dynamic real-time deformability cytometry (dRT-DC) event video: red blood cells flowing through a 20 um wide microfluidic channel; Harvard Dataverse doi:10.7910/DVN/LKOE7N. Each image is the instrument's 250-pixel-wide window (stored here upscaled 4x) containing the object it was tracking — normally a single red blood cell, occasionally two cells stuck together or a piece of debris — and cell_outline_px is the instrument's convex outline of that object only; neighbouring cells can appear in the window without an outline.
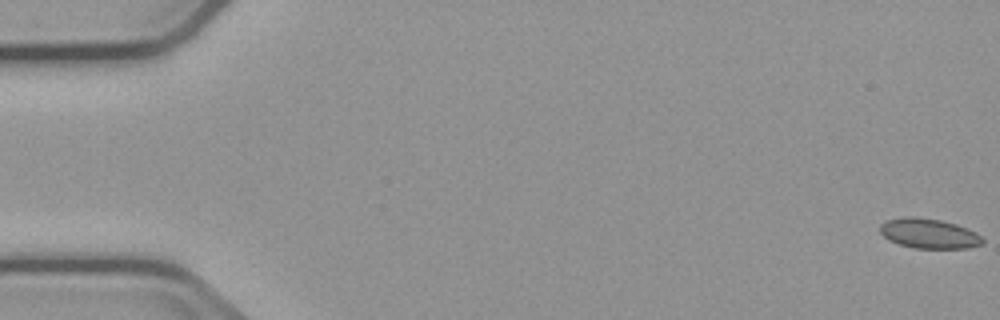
{"species": "common noctule bat (a hibernating species)", "species_latin": "Nyctalus noctula", "temperature_condition": "cold", "stored_images_in_passage": 6, "camera_frame_rate_fps": 3000, "um_per_image_px": 0.085, "animal": {"sex": "male", "body_mass_g": 23.1, "forearm_length_mm": 52.7}, "frame": {"image": 1, "passage_image": 1, "time_ms": 0.0, "image_size_px": [1000, 320], "cell_outline_px": [[984, 244], [968, 248], [912, 248], [888, 240], [880, 232], [880, 224], [888, 220], [908, 216], [912, 216], [940, 220], [956, 224], [976, 232], [984, 240]], "centroid_in_image_um": [78.97, 19.85], "position_along_channel_um": 6.0, "area_um2": 17.8}}
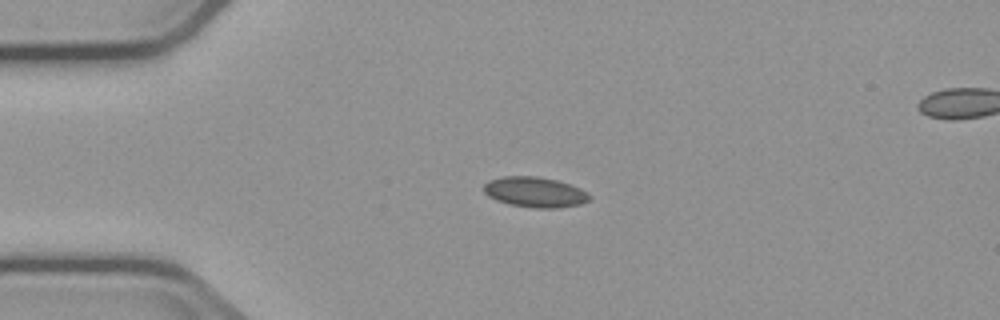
{"frame": {"image": 2, "passage_image": 4, "time_ms": 4.333, "image_size_px": [1000, 320], "cell_outline_px": [[592, 196], [588, 200], [580, 204], [560, 208], [536, 208], [508, 204], [496, 200], [488, 196], [484, 192], [484, 184], [488, 180], [504, 176], [536, 176], [556, 180], [580, 188], [588, 192]], "centroid_in_image_um": [45.46, 16.33], "position_along_channel_um": 39.5, "area_um2": 18.73}}
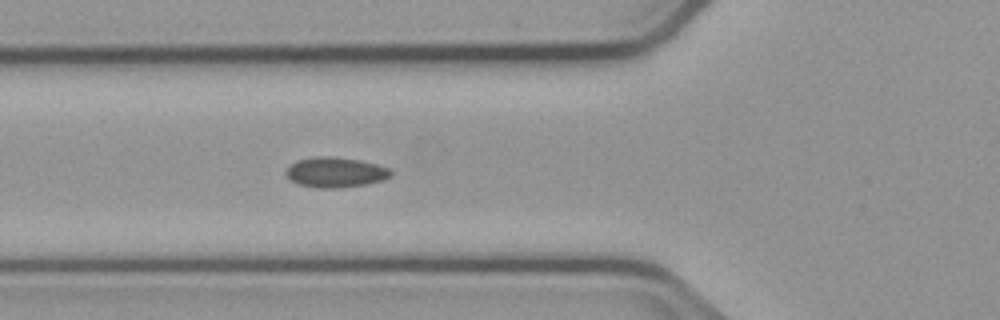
{"frame": {"image": 3, "passage_image": 6, "time_ms": 6.667, "image_size_px": [1000, 320], "cell_outline_px": [[392, 176], [384, 180], [364, 184], [340, 188], [316, 188], [300, 184], [292, 180], [284, 172], [296, 160], [320, 156], [324, 156], [356, 160], [376, 164], [388, 168], [392, 172]], "centroid_in_image_um": [28.52, 14.66], "position_along_channel_um": 97.3, "area_um2": 18.09}}